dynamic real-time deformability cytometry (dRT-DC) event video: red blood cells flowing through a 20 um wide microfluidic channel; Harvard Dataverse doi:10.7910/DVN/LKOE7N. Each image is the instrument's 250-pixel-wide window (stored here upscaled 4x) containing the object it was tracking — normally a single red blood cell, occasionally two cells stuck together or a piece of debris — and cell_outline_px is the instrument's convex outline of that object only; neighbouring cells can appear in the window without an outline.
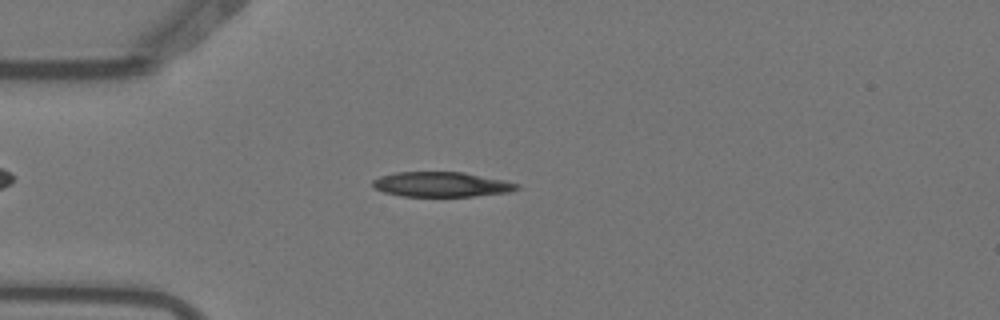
{"species": "Egyptian fruit bat (a non-hibernating species)", "species_latin": "Rousettus aegyptiacus", "temperature_condition": "warm", "stored_images_in_passage": 3, "camera_frame_rate_fps": 3000, "um_per_image_px": 0.085, "animal": {"sex": "female"}, "frame": {"image": 1, "passage_image": 3, "time_ms": 0.667, "image_size_px": [1000, 320], "cell_outline_px": [[520, 188], [508, 192], [472, 196], [400, 196], [384, 192], [376, 188], [372, 184], [372, 180], [380, 176], [396, 172], [464, 172], [504, 180], [520, 184]], "centroid_in_image_um": [37.52, 15.67], "position_along_channel_um": 47.5, "area_um2": 20.87}}